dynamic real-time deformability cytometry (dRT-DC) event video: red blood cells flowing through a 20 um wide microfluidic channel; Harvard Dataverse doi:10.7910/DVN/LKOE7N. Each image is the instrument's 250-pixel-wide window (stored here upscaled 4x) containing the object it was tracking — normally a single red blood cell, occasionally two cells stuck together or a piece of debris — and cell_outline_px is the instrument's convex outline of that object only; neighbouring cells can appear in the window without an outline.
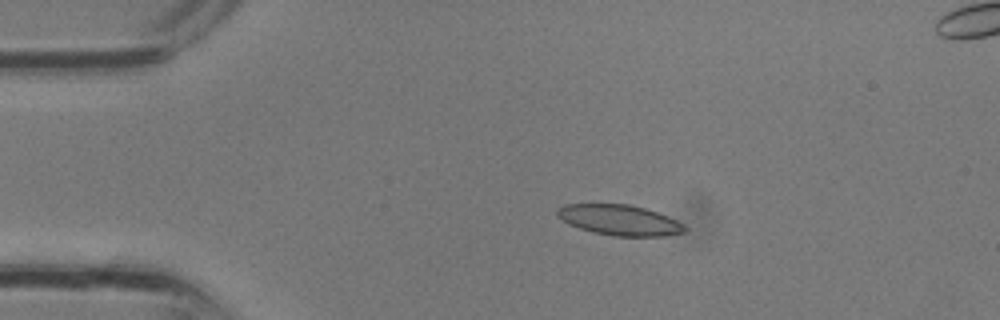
{"species": "common noctule bat (a hibernating species)", "species_latin": "Nyctalus noctula", "temperature_condition": "room temperature", "stored_images_in_passage": 28, "segment_of_instrument_passage": [1, 2], "camera_frame_rate_fps": 3000, "um_per_image_px": 0.085, "animal": {"sex": "male", "body_mass_g": 13.3}, "frame": {"image": 1, "passage_image": 1, "time_ms": 0.0, "image_size_px": [1000, 320], "cell_outline_px": [[688, 228], [684, 232], [664, 236], [612, 236], [592, 232], [568, 224], [556, 216], [556, 208], [564, 204], [628, 204], [644, 208], [656, 212], [676, 220], [684, 224]], "centroid_in_image_um": [52.62, 18.71], "position_along_channel_um": 32.4, "area_um2": 22.72}}
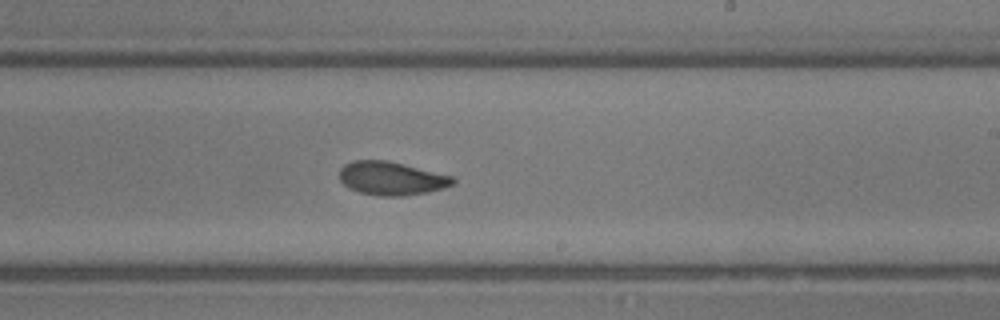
{"frame": {"image": 2, "passage_image": 14, "time_ms": 4.333, "image_size_px": [1000, 320], "cell_outline_px": [[456, 184], [428, 192], [404, 196], [376, 196], [360, 192], [348, 188], [340, 180], [340, 168], [344, 164], [352, 160], [388, 160], [452, 176], [456, 180]], "centroid_in_image_um": [33.26, 15.16], "position_along_channel_um": 255.7, "area_um2": 22.25}}
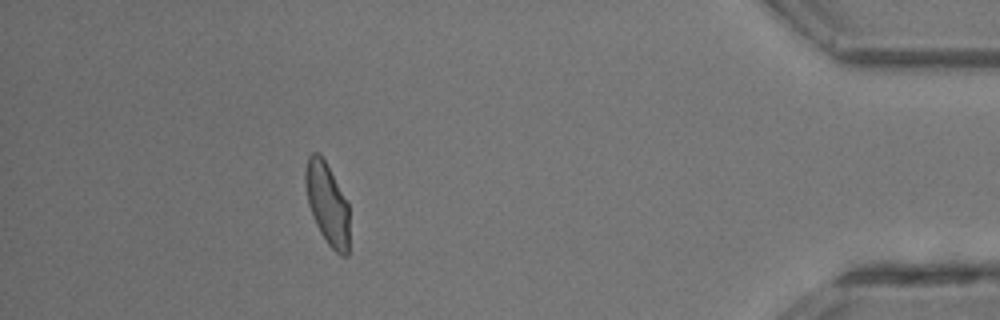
{"frame": {"image": 3, "passage_image": 24, "time_ms": 7.667, "image_size_px": [1000, 320], "cell_outline_px": [[348, 256], [340, 256], [328, 244], [320, 232], [312, 216], [308, 204], [304, 184], [304, 168], [308, 156], [312, 152], [320, 152], [348, 204]], "centroid_in_image_um": [27.78, 17.29], "position_along_channel_um": 407.4, "area_um2": 20.92}}